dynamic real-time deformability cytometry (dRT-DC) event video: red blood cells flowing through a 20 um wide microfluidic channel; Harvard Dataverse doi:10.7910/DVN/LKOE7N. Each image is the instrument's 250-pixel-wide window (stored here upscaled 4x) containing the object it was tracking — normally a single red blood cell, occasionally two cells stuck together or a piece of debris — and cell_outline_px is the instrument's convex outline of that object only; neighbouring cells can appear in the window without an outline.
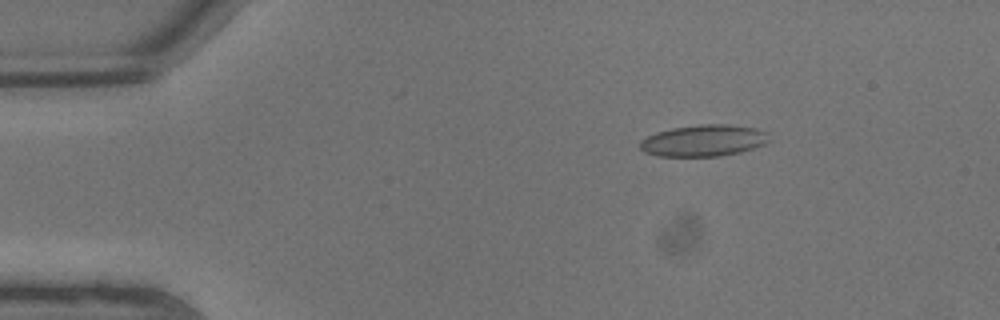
{"species": "common noctule bat (a hibernating species)", "species_latin": "Nyctalus noctula", "temperature_condition": "warm", "stored_images_in_passage": 6, "camera_frame_rate_fps": 3000, "um_per_image_px": 0.085, "animal": {"sex": "male", "body_mass_g": 13.3}, "frame": {"image": 1, "passage_image": 3, "time_ms": 0.667, "image_size_px": [1000, 320], "cell_outline_px": [[768, 140], [764, 144], [740, 152], [720, 156], [656, 156], [644, 152], [640, 148], [640, 140], [656, 132], [672, 128], [700, 124], [724, 124], [756, 128], [764, 132]], "centroid_in_image_um": [59.75, 11.95], "position_along_channel_um": 25.3, "area_um2": 23.52}}
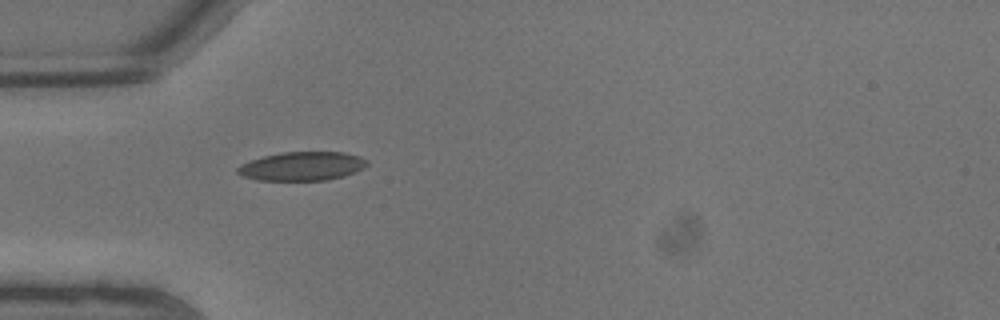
{"frame": {"image": 2, "passage_image": 6, "time_ms": 1.667, "image_size_px": [1000, 320], "cell_outline_px": [[368, 164], [364, 168], [344, 176], [328, 180], [256, 180], [244, 176], [236, 172], [236, 168], [240, 164], [264, 156], [280, 152], [344, 152], [360, 156], [368, 160]], "centroid_in_image_um": [25.69, 14.12], "position_along_channel_um": 59.3, "area_um2": 21.79}}